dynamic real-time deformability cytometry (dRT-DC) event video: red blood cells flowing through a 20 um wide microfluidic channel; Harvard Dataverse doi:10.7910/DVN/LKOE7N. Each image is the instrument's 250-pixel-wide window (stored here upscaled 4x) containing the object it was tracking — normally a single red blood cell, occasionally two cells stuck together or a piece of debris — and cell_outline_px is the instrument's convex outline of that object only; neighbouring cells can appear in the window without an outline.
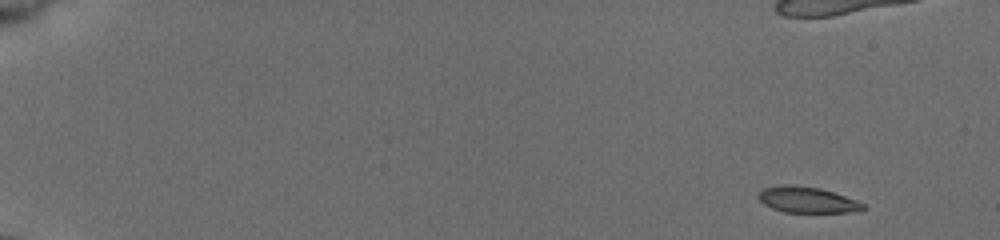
{"species": "common noctule bat (a hibernating species)", "species_latin": "Nyctalus noctula", "temperature_condition": "cold", "stored_images_in_passage": 7, "camera_frame_rate_fps": 3000, "um_per_image_px": 0.085, "animal": {"sex": "female", "body_mass_g": 19.5, "forearm_length_mm": 54.1}, "frame": {"image": 1, "passage_image": 1, "time_ms": 0.0, "image_size_px": [1000, 240], "cell_outline_px": [[864, 208], [860, 212], [784, 212], [772, 208], [764, 204], [756, 196], [764, 188], [784, 184], [792, 184], [820, 188], [856, 200], [864, 204]], "centroid_in_image_um": [68.6, 16.98], "position_along_channel_um": 16.4, "area_um2": 15.78}}